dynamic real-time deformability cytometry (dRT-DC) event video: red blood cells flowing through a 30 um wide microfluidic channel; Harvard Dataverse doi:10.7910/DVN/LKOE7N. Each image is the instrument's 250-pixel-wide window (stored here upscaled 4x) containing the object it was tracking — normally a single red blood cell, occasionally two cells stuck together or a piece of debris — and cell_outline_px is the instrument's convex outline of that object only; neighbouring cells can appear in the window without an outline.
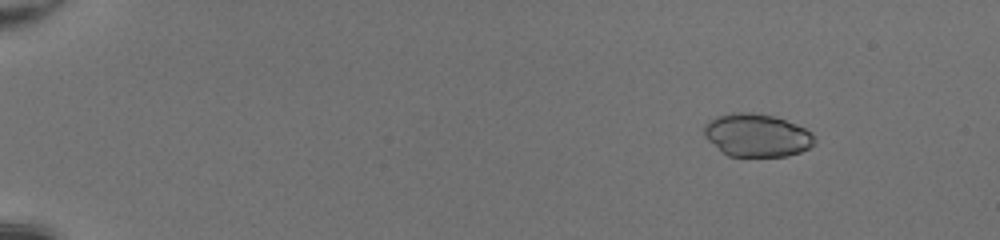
{"species": "common noctule bat (a hibernating species)", "species_latin": "Nyctalus noctula", "temperature_condition": "room temperature", "stored_images_in_passage": 52, "camera_frame_rate_fps": 3000, "um_per_image_px": 0.085, "animal": {"sex": "female", "body_mass_g": 20.0, "forearm_length_mm": 54.0}, "frame": {"image": 1, "passage_image": 8, "time_ms": 2.333, "image_size_px": [1000, 240], "cell_outline_px": [[816, 144], [800, 152], [788, 156], [728, 156], [720, 152], [704, 136], [704, 124], [708, 120], [716, 116], [732, 112], [752, 112], [772, 116], [796, 124], [812, 132], [816, 140]], "centroid_in_image_um": [64.31, 11.5], "position_along_channel_um": 20.7, "area_um2": 27.92}}
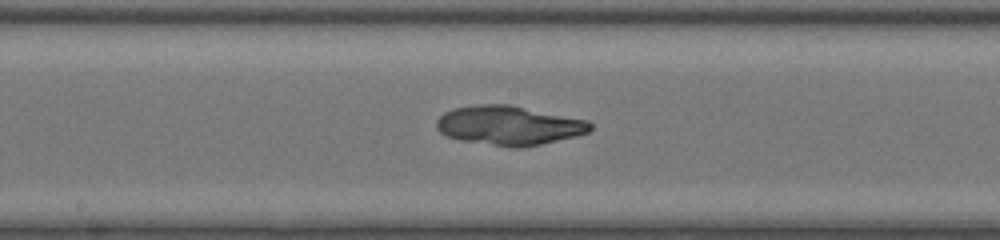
{"frame": {"image": 2, "passage_image": 31, "time_ms": 10.0, "image_size_px": [1000, 240], "cell_outline_px": [[592, 128], [588, 132], [540, 144], [520, 148], [508, 148], [460, 140], [448, 136], [440, 132], [436, 128], [436, 120], [444, 112], [452, 108], [480, 104], [508, 104], [588, 120], [592, 124]], "centroid_in_image_um": [43.22, 10.66], "position_along_channel_um": 205.0, "area_um2": 35.14}}
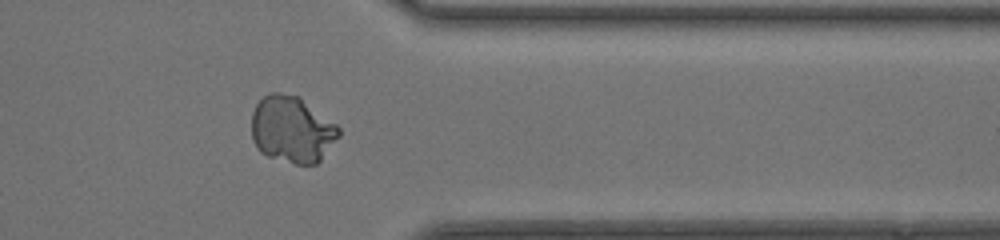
{"frame": {"image": 3, "passage_image": 44, "time_ms": 14.333, "image_size_px": [1000, 240], "cell_outline_px": [[340, 136], [320, 160], [316, 164], [296, 164], [268, 156], [260, 152], [252, 140], [252, 112], [256, 104], [264, 96], [272, 92], [280, 92], [300, 96], [336, 124], [340, 128]], "centroid_in_image_um": [24.82, 10.99], "position_along_channel_um": 386.6, "area_um2": 33.99}}